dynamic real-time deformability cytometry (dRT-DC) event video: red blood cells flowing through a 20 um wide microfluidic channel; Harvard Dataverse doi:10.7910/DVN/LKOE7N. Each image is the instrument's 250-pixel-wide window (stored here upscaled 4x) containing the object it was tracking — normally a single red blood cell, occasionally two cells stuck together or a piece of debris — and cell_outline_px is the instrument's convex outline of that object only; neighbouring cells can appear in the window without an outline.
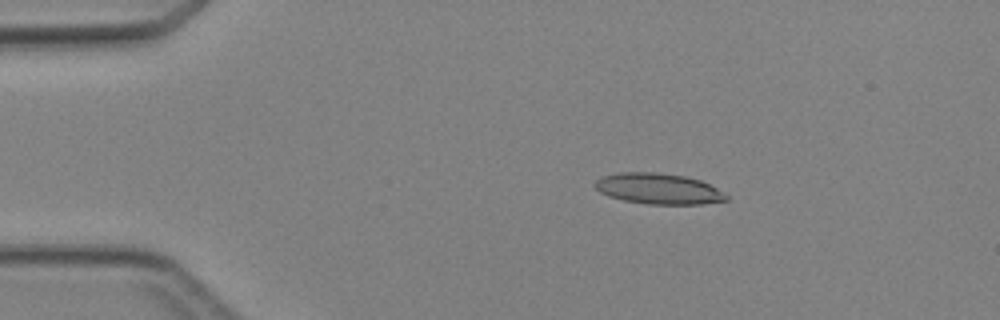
{"species": "Egyptian fruit bat (a non-hibernating species)", "species_latin": "Rousettus aegyptiacus", "temperature_condition": "cold", "stored_images_in_passage": 5, "camera_frame_rate_fps": 3000, "um_per_image_px": 0.085, "animal": {"sex": "female"}, "frame": {"image": 1, "passage_image": 2, "time_ms": 1.333, "image_size_px": [1000, 320], "cell_outline_px": [[728, 200], [704, 204], [648, 204], [624, 200], [608, 196], [600, 192], [592, 184], [596, 180], [604, 176], [620, 172], [656, 172], [684, 176], [700, 180], [716, 188], [728, 196]], "centroid_in_image_um": [55.95, 16.04], "position_along_channel_um": 29.0, "area_um2": 23.47}}
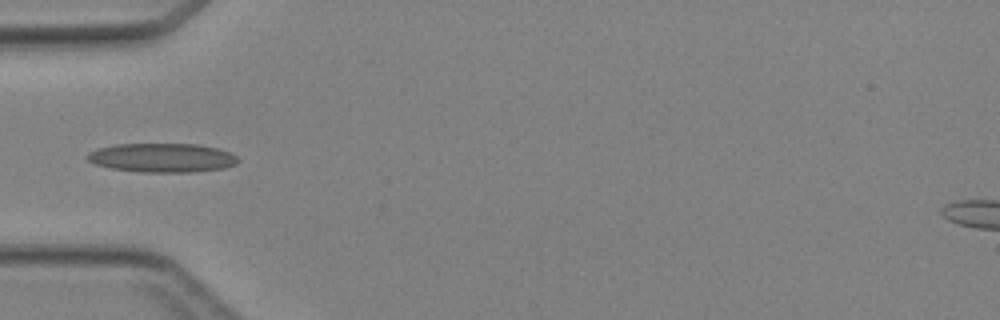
{"frame": {"image": 2, "passage_image": 4, "time_ms": 3.667, "image_size_px": [1000, 320], "cell_outline_px": [[240, 160], [236, 164], [224, 168], [196, 172], [140, 172], [112, 168], [96, 164], [88, 160], [88, 152], [100, 148], [116, 144], [200, 144], [220, 148], [236, 156]], "centroid_in_image_um": [13.84, 13.41], "position_along_channel_um": 71.2, "area_um2": 25.49}}
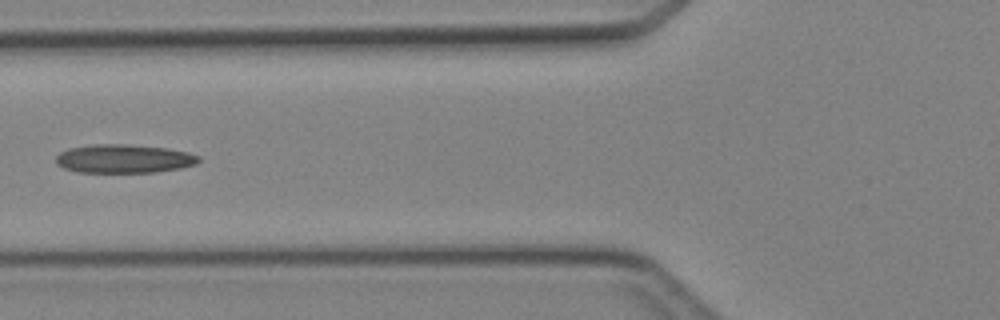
{"frame": {"image": 3, "passage_image": 5, "time_ms": 4.667, "image_size_px": [1000, 320], "cell_outline_px": [[200, 160], [196, 164], [180, 168], [156, 172], [76, 172], [64, 168], [56, 164], [56, 156], [60, 152], [68, 148], [92, 144], [124, 144], [168, 148], [188, 152], [200, 156]], "centroid_in_image_um": [10.52, 13.49], "position_along_channel_um": 115.3, "area_um2": 23.93}}